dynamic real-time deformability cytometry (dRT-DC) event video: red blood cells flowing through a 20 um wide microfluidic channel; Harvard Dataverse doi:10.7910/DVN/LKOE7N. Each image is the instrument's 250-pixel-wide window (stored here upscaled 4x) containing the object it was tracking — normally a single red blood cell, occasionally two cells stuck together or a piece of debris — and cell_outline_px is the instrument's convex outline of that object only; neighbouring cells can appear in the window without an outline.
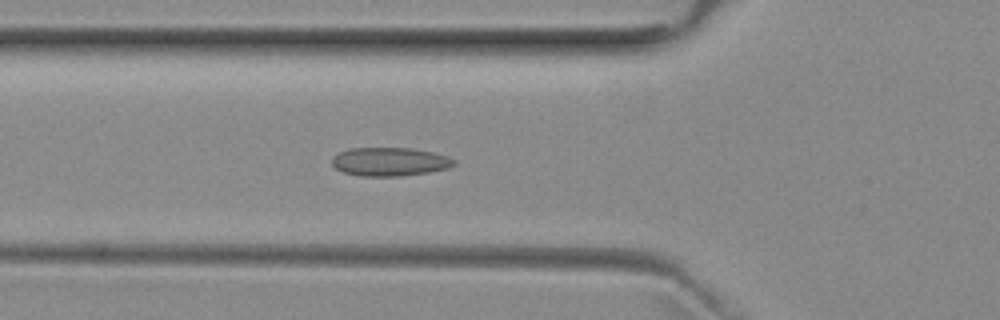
{"species": "common noctule bat (a hibernating species)", "species_latin": "Nyctalus noctula", "temperature_condition": "room temperature", "stored_images_in_passage": 41, "camera_frame_rate_fps": 3000, "um_per_image_px": 0.085, "animal": {"sex": "female", "body_mass_g": 29.2, "forearm_length_mm": 56.3}, "frame": {"image": 1, "passage_image": 7, "time_ms": 2.0, "image_size_px": [1000, 320], "cell_outline_px": [[456, 164], [448, 168], [428, 172], [400, 176], [360, 176], [344, 172], [336, 168], [332, 164], [332, 156], [348, 148], [412, 148], [432, 152], [448, 156], [456, 160]], "centroid_in_image_um": [33.13, 13.74], "position_along_channel_um": 92.7, "area_um2": 20.35}}
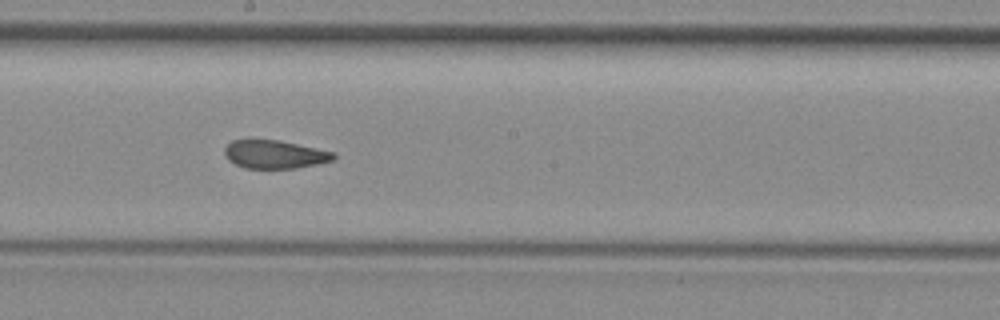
{"frame": {"image": 2, "passage_image": 17, "time_ms": 5.333, "image_size_px": [1000, 320], "cell_outline_px": [[336, 156], [332, 160], [316, 164], [296, 168], [244, 168], [228, 160], [224, 156], [224, 148], [232, 140], [248, 136], [280, 140], [336, 152]], "centroid_in_image_um": [23.28, 13.07], "position_along_channel_um": 224.9, "area_um2": 18.67}}
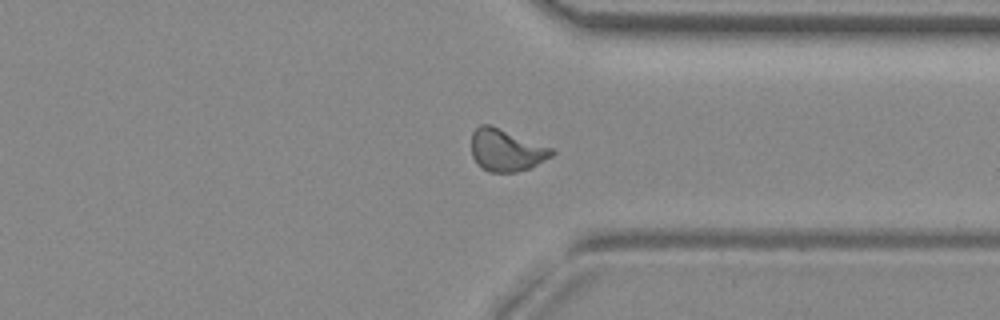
{"frame": {"image": 3, "passage_image": 28, "time_ms": 9.0, "image_size_px": [1000, 320], "cell_outline_px": [[556, 152], [552, 156], [528, 168], [516, 172], [488, 172], [480, 168], [476, 164], [472, 156], [472, 132], [480, 124], [488, 124], [500, 128], [552, 148]], "centroid_in_image_um": [42.99, 12.77], "position_along_channel_um": 368.4, "area_um2": 19.65}, "authors_computed_cell_mechanics": {"area_um2": 19.4208, "velocity_mm_per_s": 3.96, "shape_relaxation_time_tau1_ms": null, "shape_relaxation_time_tau2_ms": 1.5661, "deformation_change_tau1": null, "deformation_change_tau2": 0.0642}}